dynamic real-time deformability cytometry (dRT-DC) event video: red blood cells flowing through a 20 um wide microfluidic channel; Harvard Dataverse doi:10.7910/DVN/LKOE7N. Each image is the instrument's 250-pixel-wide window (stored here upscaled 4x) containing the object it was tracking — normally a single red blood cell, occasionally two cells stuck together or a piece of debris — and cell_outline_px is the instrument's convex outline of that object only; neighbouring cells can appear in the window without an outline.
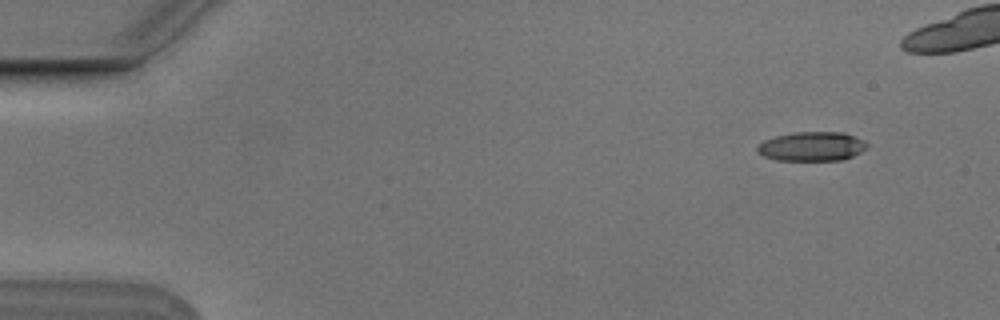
{"species": "Egyptian fruit bat (a non-hibernating species)", "species_latin": "Rousettus aegyptiacus", "temperature_condition": "cold", "stored_images_in_passage": 6, "camera_frame_rate_fps": 3000, "um_per_image_px": 0.085, "animal": {"sex": "male"}, "frame": {"image": 1, "passage_image": 2, "time_ms": 0.333, "image_size_px": [1000, 320], "cell_outline_px": [[868, 144], [860, 152], [844, 160], [776, 160], [764, 156], [756, 152], [756, 148], [764, 140], [776, 136], [796, 132], [844, 132], [864, 140]], "centroid_in_image_um": [69.0, 12.44], "position_along_channel_um": 16.0, "area_um2": 18.61}}